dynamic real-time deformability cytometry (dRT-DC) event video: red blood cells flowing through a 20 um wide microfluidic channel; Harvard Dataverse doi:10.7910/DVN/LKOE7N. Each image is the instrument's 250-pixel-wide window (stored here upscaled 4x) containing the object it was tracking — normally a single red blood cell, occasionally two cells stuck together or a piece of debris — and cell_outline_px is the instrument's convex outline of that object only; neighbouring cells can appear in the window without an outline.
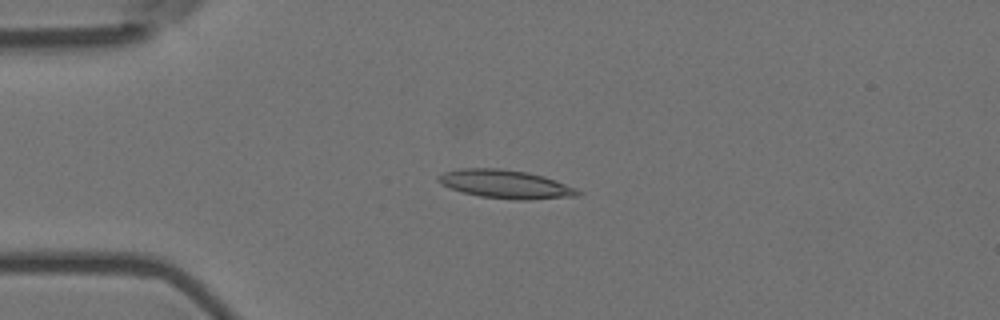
{"species": "Egyptian fruit bat (a non-hibernating species)", "species_latin": "Rousettus aegyptiacus", "temperature_condition": "room temperature", "stored_images_in_passage": 5, "camera_frame_rate_fps": 3000, "um_per_image_px": 0.085, "animal": {"sex": "female"}, "frame": {"image": 1, "passage_image": 4, "time_ms": 1.0, "image_size_px": [1000, 320], "cell_outline_px": [[584, 192], [576, 196], [528, 200], [516, 200], [480, 196], [460, 192], [440, 184], [436, 180], [436, 176], [444, 172], [460, 168], [500, 168], [528, 172], [544, 176], [576, 188]], "centroid_in_image_um": [42.94, 15.65], "position_along_channel_um": 42.1, "area_um2": 23.35}}